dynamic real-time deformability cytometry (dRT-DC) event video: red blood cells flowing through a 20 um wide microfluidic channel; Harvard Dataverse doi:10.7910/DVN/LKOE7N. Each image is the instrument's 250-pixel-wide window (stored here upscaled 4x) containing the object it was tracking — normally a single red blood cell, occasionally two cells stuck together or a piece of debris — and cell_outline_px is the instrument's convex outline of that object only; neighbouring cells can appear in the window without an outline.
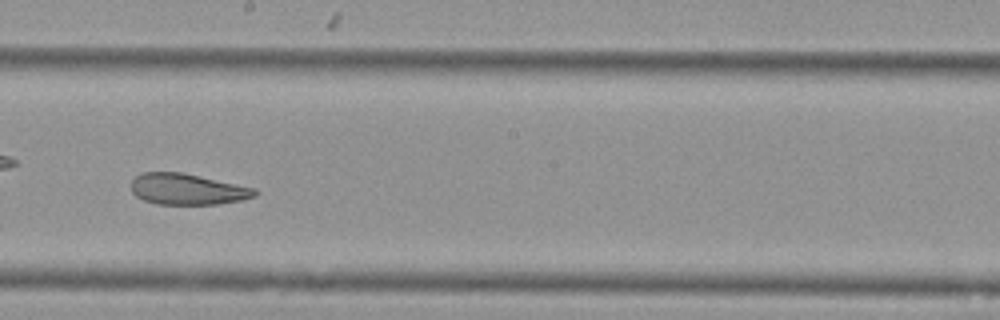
{"species": "Egyptian fruit bat (a non-hibernating species)", "species_latin": "Rousettus aegyptiacus", "temperature_condition": "cold", "stored_images_in_passage": 43, "camera_frame_rate_fps": 3000, "um_per_image_px": 0.085, "animal": {"sex": "female"}, "frame": {"image": 1, "passage_image": 19, "time_ms": 6.0, "image_size_px": [1000, 320], "cell_outline_px": [[260, 192], [256, 196], [240, 200], [216, 204], [156, 204], [144, 200], [136, 196], [132, 192], [132, 180], [140, 172], [180, 172], [256, 188]], "centroid_in_image_um": [15.93, 16.08], "position_along_channel_um": 232.3, "area_um2": 22.31}, "authors_computed_cell_mechanics": {"area_um2": 25.7788, "velocity_mm_per_s": 3.5893, "shape_relaxation_time_tau1_ms": null, "shape_relaxation_time_tau2_ms": 3.183, "deformation_change_tau1": null, "deformation_change_tau2": 0.1044}}